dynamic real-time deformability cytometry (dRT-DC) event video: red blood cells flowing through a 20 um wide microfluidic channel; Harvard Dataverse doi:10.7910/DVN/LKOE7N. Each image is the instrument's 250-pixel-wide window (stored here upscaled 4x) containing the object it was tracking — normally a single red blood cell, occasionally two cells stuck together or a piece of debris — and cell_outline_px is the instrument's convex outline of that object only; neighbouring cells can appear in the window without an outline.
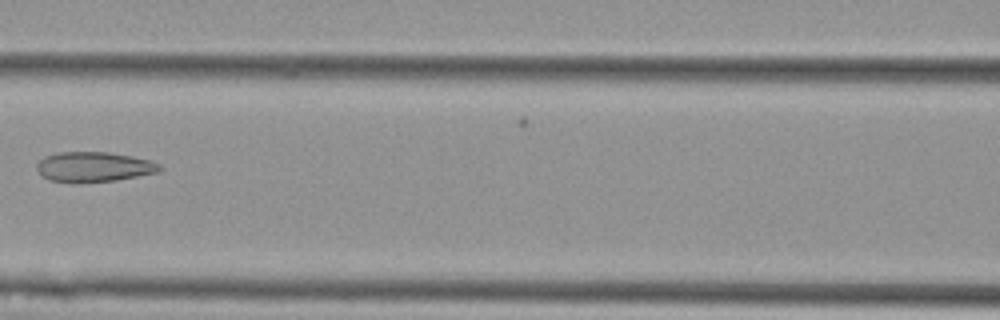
{"species": "Egyptian fruit bat (a non-hibernating species)", "species_latin": "Rousettus aegyptiacus", "temperature_condition": "cold", "stored_images_in_passage": 3, "camera_frame_rate_fps": 3000, "um_per_image_px": 0.085, "animal": {"sex": "female"}, "frame": {"image": 1, "passage_image": 3, "time_ms": 0.667, "image_size_px": [1000, 320], "cell_outline_px": [[164, 168], [160, 172], [116, 180], [80, 184], [72, 184], [48, 180], [36, 168], [36, 164], [44, 156], [60, 152], [108, 152], [132, 156], [148, 160], [160, 164]], "centroid_in_image_um": [7.97, 14.21], "position_along_channel_um": 158.6, "area_um2": 21.91}}